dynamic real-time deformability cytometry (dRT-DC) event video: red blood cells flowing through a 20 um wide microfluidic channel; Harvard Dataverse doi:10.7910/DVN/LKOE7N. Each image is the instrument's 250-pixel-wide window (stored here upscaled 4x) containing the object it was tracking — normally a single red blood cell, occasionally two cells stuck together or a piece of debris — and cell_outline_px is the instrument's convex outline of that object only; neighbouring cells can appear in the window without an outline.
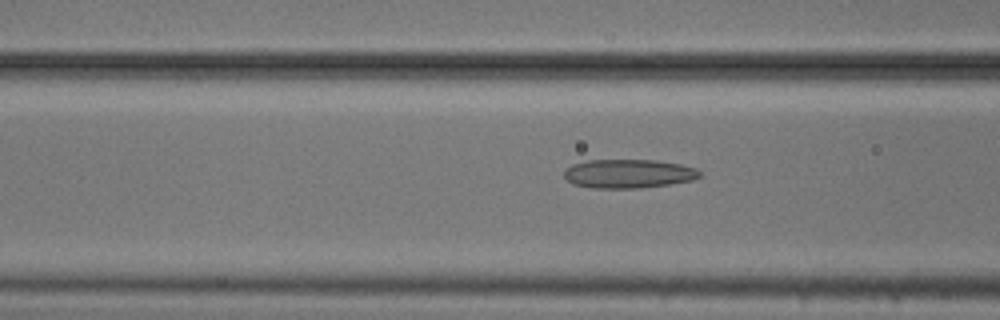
{"species": "common noctule bat (a hibernating species)", "species_latin": "Nyctalus noctula", "temperature_condition": "cold", "stored_images_in_passage": 53, "camera_frame_rate_fps": 3000, "um_per_image_px": 0.085, "animal": {"sex": "male", "body_mass_g": 20.5, "forearm_length_mm": 52.5}, "frame": {"image": 1, "passage_image": 20, "time_ms": 6.333, "image_size_px": [1000, 320], "cell_outline_px": [[700, 176], [692, 180], [668, 184], [640, 188], [592, 188], [572, 184], [564, 176], [564, 172], [572, 164], [588, 160], [656, 160], [680, 164], [696, 168], [700, 172]], "centroid_in_image_um": [53.41, 14.76], "position_along_channel_um": 113.2, "area_um2": 22.72}}
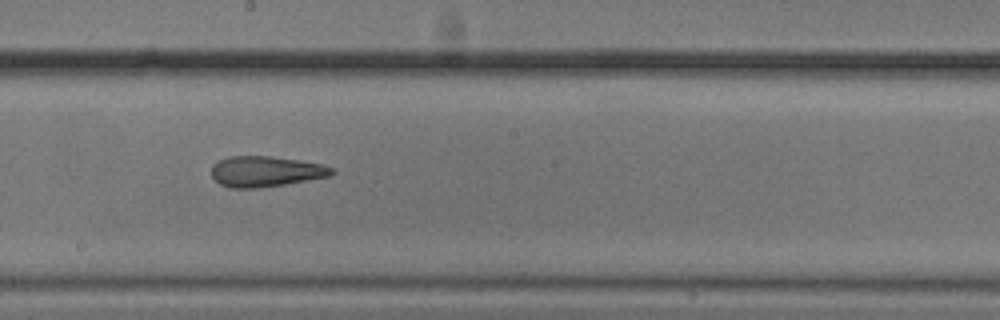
{"frame": {"image": 2, "passage_image": 29, "time_ms": 9.333, "image_size_px": [1000, 320], "cell_outline_px": [[336, 172], [332, 176], [260, 188], [228, 188], [220, 184], [212, 176], [212, 164], [228, 156], [272, 156], [300, 160], [324, 164], [332, 168]], "centroid_in_image_um": [22.61, 14.57], "position_along_channel_um": 225.6, "area_um2": 21.68}}
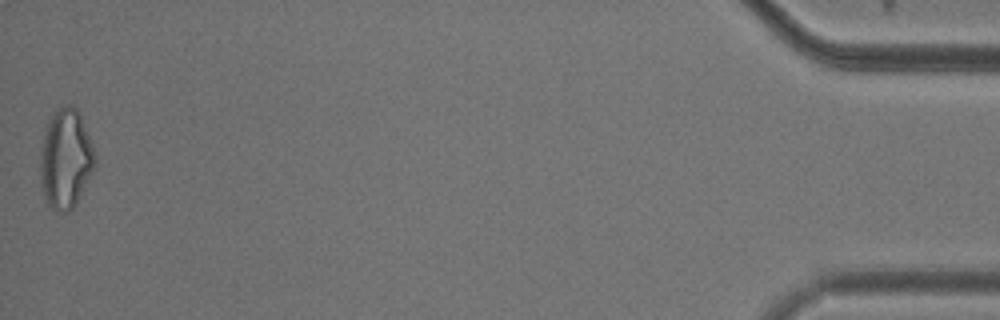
{"frame": {"image": 3, "passage_image": 53, "time_ms": 17.333, "image_size_px": [1000, 320], "cell_outline_px": [[96, 168], [76, 204], [68, 212], [60, 212], [48, 208], [40, 188], [40, 156], [44, 136], [48, 120], [60, 104], [72, 104], [80, 112], [96, 152]], "centroid_in_image_um": [5.6, 13.51], "position_along_channel_um": 429.6, "area_um2": 32.66}, "authors_computed_cell_mechanics": {"area_um2": 24.276, "velocity_mm_per_s": 3.7347, "shape_relaxation_time_tau1_ms": null, "shape_relaxation_time_tau2_ms": 3.4453, "deformation_change_tau1": null, "deformation_change_tau2": 0.1377}}